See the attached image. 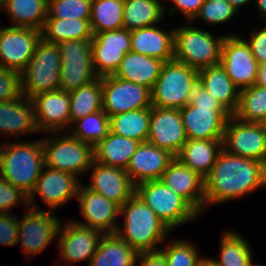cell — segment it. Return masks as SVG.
<instances>
[{
	"label": "cell",
	"mask_w": 266,
	"mask_h": 266,
	"mask_svg": "<svg viewBox=\"0 0 266 266\" xmlns=\"http://www.w3.org/2000/svg\"><path fill=\"white\" fill-rule=\"evenodd\" d=\"M266 186V165L260 161L220 152L204 178V209L225 203Z\"/></svg>",
	"instance_id": "6da1fadb"
},
{
	"label": "cell",
	"mask_w": 266,
	"mask_h": 266,
	"mask_svg": "<svg viewBox=\"0 0 266 266\" xmlns=\"http://www.w3.org/2000/svg\"><path fill=\"white\" fill-rule=\"evenodd\" d=\"M45 165L43 139L0 144V178L28 196Z\"/></svg>",
	"instance_id": "7a4b0ae2"
},
{
	"label": "cell",
	"mask_w": 266,
	"mask_h": 266,
	"mask_svg": "<svg viewBox=\"0 0 266 266\" xmlns=\"http://www.w3.org/2000/svg\"><path fill=\"white\" fill-rule=\"evenodd\" d=\"M119 215H124L125 221L116 234L138 253L157 251L159 242L170 234L171 230L136 194L120 207Z\"/></svg>",
	"instance_id": "3957f363"
},
{
	"label": "cell",
	"mask_w": 266,
	"mask_h": 266,
	"mask_svg": "<svg viewBox=\"0 0 266 266\" xmlns=\"http://www.w3.org/2000/svg\"><path fill=\"white\" fill-rule=\"evenodd\" d=\"M226 35L214 37L209 31L191 26L174 28V60L200 71L220 64Z\"/></svg>",
	"instance_id": "277c9868"
},
{
	"label": "cell",
	"mask_w": 266,
	"mask_h": 266,
	"mask_svg": "<svg viewBox=\"0 0 266 266\" xmlns=\"http://www.w3.org/2000/svg\"><path fill=\"white\" fill-rule=\"evenodd\" d=\"M61 55L58 44L41 39L21 74L22 95L27 98L59 89Z\"/></svg>",
	"instance_id": "5b68a950"
},
{
	"label": "cell",
	"mask_w": 266,
	"mask_h": 266,
	"mask_svg": "<svg viewBox=\"0 0 266 266\" xmlns=\"http://www.w3.org/2000/svg\"><path fill=\"white\" fill-rule=\"evenodd\" d=\"M135 194L170 230L191 222L200 215L184 198L160 180L136 185Z\"/></svg>",
	"instance_id": "8992f818"
},
{
	"label": "cell",
	"mask_w": 266,
	"mask_h": 266,
	"mask_svg": "<svg viewBox=\"0 0 266 266\" xmlns=\"http://www.w3.org/2000/svg\"><path fill=\"white\" fill-rule=\"evenodd\" d=\"M67 133L43 138L45 165L75 176L86 173L94 161V147Z\"/></svg>",
	"instance_id": "52a82bcc"
},
{
	"label": "cell",
	"mask_w": 266,
	"mask_h": 266,
	"mask_svg": "<svg viewBox=\"0 0 266 266\" xmlns=\"http://www.w3.org/2000/svg\"><path fill=\"white\" fill-rule=\"evenodd\" d=\"M198 79V71L176 60L165 62L151 90L154 107L181 109L188 104L189 90Z\"/></svg>",
	"instance_id": "ba28073f"
},
{
	"label": "cell",
	"mask_w": 266,
	"mask_h": 266,
	"mask_svg": "<svg viewBox=\"0 0 266 266\" xmlns=\"http://www.w3.org/2000/svg\"><path fill=\"white\" fill-rule=\"evenodd\" d=\"M61 55L59 89L71 92L95 81L92 39L66 40L58 43Z\"/></svg>",
	"instance_id": "9c48e42d"
},
{
	"label": "cell",
	"mask_w": 266,
	"mask_h": 266,
	"mask_svg": "<svg viewBox=\"0 0 266 266\" xmlns=\"http://www.w3.org/2000/svg\"><path fill=\"white\" fill-rule=\"evenodd\" d=\"M23 219L18 218V240L26 256L37 255L58 236L61 219L52 211L25 207ZM30 254V256H29Z\"/></svg>",
	"instance_id": "30bf717a"
},
{
	"label": "cell",
	"mask_w": 266,
	"mask_h": 266,
	"mask_svg": "<svg viewBox=\"0 0 266 266\" xmlns=\"http://www.w3.org/2000/svg\"><path fill=\"white\" fill-rule=\"evenodd\" d=\"M229 154L260 161L266 165V131L261 122H245L231 116L223 136Z\"/></svg>",
	"instance_id": "8fae6325"
},
{
	"label": "cell",
	"mask_w": 266,
	"mask_h": 266,
	"mask_svg": "<svg viewBox=\"0 0 266 266\" xmlns=\"http://www.w3.org/2000/svg\"><path fill=\"white\" fill-rule=\"evenodd\" d=\"M220 64L240 91L255 85L259 64L244 38L235 34L225 36Z\"/></svg>",
	"instance_id": "7c38bea8"
},
{
	"label": "cell",
	"mask_w": 266,
	"mask_h": 266,
	"mask_svg": "<svg viewBox=\"0 0 266 266\" xmlns=\"http://www.w3.org/2000/svg\"><path fill=\"white\" fill-rule=\"evenodd\" d=\"M102 89L103 111L108 117L152 107L151 90L137 83L109 75L102 77Z\"/></svg>",
	"instance_id": "4fadbf2b"
},
{
	"label": "cell",
	"mask_w": 266,
	"mask_h": 266,
	"mask_svg": "<svg viewBox=\"0 0 266 266\" xmlns=\"http://www.w3.org/2000/svg\"><path fill=\"white\" fill-rule=\"evenodd\" d=\"M45 168V169H43ZM42 168L34 190L28 196V207L40 210L34 202L35 194H39L49 210L65 205L71 198L78 195L81 180L78 176L68 172L59 171L46 165Z\"/></svg>",
	"instance_id": "5bb4252c"
},
{
	"label": "cell",
	"mask_w": 266,
	"mask_h": 266,
	"mask_svg": "<svg viewBox=\"0 0 266 266\" xmlns=\"http://www.w3.org/2000/svg\"><path fill=\"white\" fill-rule=\"evenodd\" d=\"M41 39V30L34 28H0V66L21 73Z\"/></svg>",
	"instance_id": "9a60e30c"
},
{
	"label": "cell",
	"mask_w": 266,
	"mask_h": 266,
	"mask_svg": "<svg viewBox=\"0 0 266 266\" xmlns=\"http://www.w3.org/2000/svg\"><path fill=\"white\" fill-rule=\"evenodd\" d=\"M131 52L130 31L96 33L92 39V62L98 78L114 75L126 53Z\"/></svg>",
	"instance_id": "2e32d148"
},
{
	"label": "cell",
	"mask_w": 266,
	"mask_h": 266,
	"mask_svg": "<svg viewBox=\"0 0 266 266\" xmlns=\"http://www.w3.org/2000/svg\"><path fill=\"white\" fill-rule=\"evenodd\" d=\"M34 104L38 132L64 133L71 126L70 95L64 90L37 94L31 98Z\"/></svg>",
	"instance_id": "e0dca14e"
},
{
	"label": "cell",
	"mask_w": 266,
	"mask_h": 266,
	"mask_svg": "<svg viewBox=\"0 0 266 266\" xmlns=\"http://www.w3.org/2000/svg\"><path fill=\"white\" fill-rule=\"evenodd\" d=\"M103 235L101 231L82 226L73 219L66 222L64 226L61 222L57 236L60 260L63 259L67 264L88 260L89 265Z\"/></svg>",
	"instance_id": "ac0fdd59"
},
{
	"label": "cell",
	"mask_w": 266,
	"mask_h": 266,
	"mask_svg": "<svg viewBox=\"0 0 266 266\" xmlns=\"http://www.w3.org/2000/svg\"><path fill=\"white\" fill-rule=\"evenodd\" d=\"M148 142L178 156L187 142L179 109L151 107Z\"/></svg>",
	"instance_id": "d6986e66"
},
{
	"label": "cell",
	"mask_w": 266,
	"mask_h": 266,
	"mask_svg": "<svg viewBox=\"0 0 266 266\" xmlns=\"http://www.w3.org/2000/svg\"><path fill=\"white\" fill-rule=\"evenodd\" d=\"M187 139H223L231 115L223 107L187 104L180 109Z\"/></svg>",
	"instance_id": "ffe728a7"
},
{
	"label": "cell",
	"mask_w": 266,
	"mask_h": 266,
	"mask_svg": "<svg viewBox=\"0 0 266 266\" xmlns=\"http://www.w3.org/2000/svg\"><path fill=\"white\" fill-rule=\"evenodd\" d=\"M77 199L80 204V212L85 218V223H76L101 231L103 234L116 233V218L120 215V206L108 200L101 194L93 192L81 183ZM116 222V223H115Z\"/></svg>",
	"instance_id": "44dd1931"
},
{
	"label": "cell",
	"mask_w": 266,
	"mask_h": 266,
	"mask_svg": "<svg viewBox=\"0 0 266 266\" xmlns=\"http://www.w3.org/2000/svg\"><path fill=\"white\" fill-rule=\"evenodd\" d=\"M88 189L103 195L120 207L135 194V185L123 168L93 161Z\"/></svg>",
	"instance_id": "7402d4cb"
},
{
	"label": "cell",
	"mask_w": 266,
	"mask_h": 266,
	"mask_svg": "<svg viewBox=\"0 0 266 266\" xmlns=\"http://www.w3.org/2000/svg\"><path fill=\"white\" fill-rule=\"evenodd\" d=\"M184 198L199 214L204 211V178L184 165L176 157L159 179Z\"/></svg>",
	"instance_id": "603a6c76"
},
{
	"label": "cell",
	"mask_w": 266,
	"mask_h": 266,
	"mask_svg": "<svg viewBox=\"0 0 266 266\" xmlns=\"http://www.w3.org/2000/svg\"><path fill=\"white\" fill-rule=\"evenodd\" d=\"M175 157L153 144L141 142L130 158L126 172L134 185L159 180Z\"/></svg>",
	"instance_id": "cb8c5ba5"
},
{
	"label": "cell",
	"mask_w": 266,
	"mask_h": 266,
	"mask_svg": "<svg viewBox=\"0 0 266 266\" xmlns=\"http://www.w3.org/2000/svg\"><path fill=\"white\" fill-rule=\"evenodd\" d=\"M36 133L34 104L30 98L21 96L11 101L0 102V134L17 136Z\"/></svg>",
	"instance_id": "d4e9b609"
},
{
	"label": "cell",
	"mask_w": 266,
	"mask_h": 266,
	"mask_svg": "<svg viewBox=\"0 0 266 266\" xmlns=\"http://www.w3.org/2000/svg\"><path fill=\"white\" fill-rule=\"evenodd\" d=\"M131 51L168 62L174 60V29L165 32L157 26L130 31Z\"/></svg>",
	"instance_id": "484cf974"
},
{
	"label": "cell",
	"mask_w": 266,
	"mask_h": 266,
	"mask_svg": "<svg viewBox=\"0 0 266 266\" xmlns=\"http://www.w3.org/2000/svg\"><path fill=\"white\" fill-rule=\"evenodd\" d=\"M164 63L157 58L131 51L123 56L114 76L152 90Z\"/></svg>",
	"instance_id": "4316f807"
},
{
	"label": "cell",
	"mask_w": 266,
	"mask_h": 266,
	"mask_svg": "<svg viewBox=\"0 0 266 266\" xmlns=\"http://www.w3.org/2000/svg\"><path fill=\"white\" fill-rule=\"evenodd\" d=\"M198 79L220 105L232 116L239 105L240 90L232 82L221 64L198 71Z\"/></svg>",
	"instance_id": "83f0119b"
},
{
	"label": "cell",
	"mask_w": 266,
	"mask_h": 266,
	"mask_svg": "<svg viewBox=\"0 0 266 266\" xmlns=\"http://www.w3.org/2000/svg\"><path fill=\"white\" fill-rule=\"evenodd\" d=\"M222 150V139H187L176 158L205 178Z\"/></svg>",
	"instance_id": "f1b7e54d"
},
{
	"label": "cell",
	"mask_w": 266,
	"mask_h": 266,
	"mask_svg": "<svg viewBox=\"0 0 266 266\" xmlns=\"http://www.w3.org/2000/svg\"><path fill=\"white\" fill-rule=\"evenodd\" d=\"M48 0H1L3 10L11 19L12 27L42 30L47 18Z\"/></svg>",
	"instance_id": "f546056e"
},
{
	"label": "cell",
	"mask_w": 266,
	"mask_h": 266,
	"mask_svg": "<svg viewBox=\"0 0 266 266\" xmlns=\"http://www.w3.org/2000/svg\"><path fill=\"white\" fill-rule=\"evenodd\" d=\"M138 252L116 233L104 234L88 266H136Z\"/></svg>",
	"instance_id": "4dcf8cb0"
},
{
	"label": "cell",
	"mask_w": 266,
	"mask_h": 266,
	"mask_svg": "<svg viewBox=\"0 0 266 266\" xmlns=\"http://www.w3.org/2000/svg\"><path fill=\"white\" fill-rule=\"evenodd\" d=\"M139 144V141L109 132L94 146V161L126 169Z\"/></svg>",
	"instance_id": "1f68e13d"
},
{
	"label": "cell",
	"mask_w": 266,
	"mask_h": 266,
	"mask_svg": "<svg viewBox=\"0 0 266 266\" xmlns=\"http://www.w3.org/2000/svg\"><path fill=\"white\" fill-rule=\"evenodd\" d=\"M166 11L160 0H124L123 28L131 31L156 25Z\"/></svg>",
	"instance_id": "d6a6232c"
},
{
	"label": "cell",
	"mask_w": 266,
	"mask_h": 266,
	"mask_svg": "<svg viewBox=\"0 0 266 266\" xmlns=\"http://www.w3.org/2000/svg\"><path fill=\"white\" fill-rule=\"evenodd\" d=\"M90 20L46 18L41 37L45 42L58 44L66 40L93 39Z\"/></svg>",
	"instance_id": "836d02e7"
},
{
	"label": "cell",
	"mask_w": 266,
	"mask_h": 266,
	"mask_svg": "<svg viewBox=\"0 0 266 266\" xmlns=\"http://www.w3.org/2000/svg\"><path fill=\"white\" fill-rule=\"evenodd\" d=\"M151 107L127 111L109 117L110 132L146 142L150 132Z\"/></svg>",
	"instance_id": "e575fe53"
},
{
	"label": "cell",
	"mask_w": 266,
	"mask_h": 266,
	"mask_svg": "<svg viewBox=\"0 0 266 266\" xmlns=\"http://www.w3.org/2000/svg\"><path fill=\"white\" fill-rule=\"evenodd\" d=\"M220 258H209L216 266H250L253 255L246 239L239 233L225 231L220 240Z\"/></svg>",
	"instance_id": "d590c367"
},
{
	"label": "cell",
	"mask_w": 266,
	"mask_h": 266,
	"mask_svg": "<svg viewBox=\"0 0 266 266\" xmlns=\"http://www.w3.org/2000/svg\"><path fill=\"white\" fill-rule=\"evenodd\" d=\"M69 95L71 124L86 115L103 110L102 77L69 92Z\"/></svg>",
	"instance_id": "8d00e7d4"
},
{
	"label": "cell",
	"mask_w": 266,
	"mask_h": 266,
	"mask_svg": "<svg viewBox=\"0 0 266 266\" xmlns=\"http://www.w3.org/2000/svg\"><path fill=\"white\" fill-rule=\"evenodd\" d=\"M124 0H92L90 24L93 35L123 28Z\"/></svg>",
	"instance_id": "74e56055"
},
{
	"label": "cell",
	"mask_w": 266,
	"mask_h": 266,
	"mask_svg": "<svg viewBox=\"0 0 266 266\" xmlns=\"http://www.w3.org/2000/svg\"><path fill=\"white\" fill-rule=\"evenodd\" d=\"M68 132L71 136L88 142L94 147L108 136L110 120L108 115L101 110L74 121Z\"/></svg>",
	"instance_id": "f35d334b"
},
{
	"label": "cell",
	"mask_w": 266,
	"mask_h": 266,
	"mask_svg": "<svg viewBox=\"0 0 266 266\" xmlns=\"http://www.w3.org/2000/svg\"><path fill=\"white\" fill-rule=\"evenodd\" d=\"M233 116L240 121L261 122L266 117V87L255 84L241 90L239 105Z\"/></svg>",
	"instance_id": "ab89813d"
},
{
	"label": "cell",
	"mask_w": 266,
	"mask_h": 266,
	"mask_svg": "<svg viewBox=\"0 0 266 266\" xmlns=\"http://www.w3.org/2000/svg\"><path fill=\"white\" fill-rule=\"evenodd\" d=\"M158 250L164 255L168 266H201L207 258L198 255L196 246L184 239H175L165 249Z\"/></svg>",
	"instance_id": "60d3db41"
},
{
	"label": "cell",
	"mask_w": 266,
	"mask_h": 266,
	"mask_svg": "<svg viewBox=\"0 0 266 266\" xmlns=\"http://www.w3.org/2000/svg\"><path fill=\"white\" fill-rule=\"evenodd\" d=\"M92 0H48L47 18L90 20Z\"/></svg>",
	"instance_id": "b9f144b4"
},
{
	"label": "cell",
	"mask_w": 266,
	"mask_h": 266,
	"mask_svg": "<svg viewBox=\"0 0 266 266\" xmlns=\"http://www.w3.org/2000/svg\"><path fill=\"white\" fill-rule=\"evenodd\" d=\"M236 13L237 10L228 1L206 0L191 23L198 18L212 25L226 23L234 18Z\"/></svg>",
	"instance_id": "7bdbcfd3"
},
{
	"label": "cell",
	"mask_w": 266,
	"mask_h": 266,
	"mask_svg": "<svg viewBox=\"0 0 266 266\" xmlns=\"http://www.w3.org/2000/svg\"><path fill=\"white\" fill-rule=\"evenodd\" d=\"M22 96L21 74L0 66V102Z\"/></svg>",
	"instance_id": "ee69618b"
},
{
	"label": "cell",
	"mask_w": 266,
	"mask_h": 266,
	"mask_svg": "<svg viewBox=\"0 0 266 266\" xmlns=\"http://www.w3.org/2000/svg\"><path fill=\"white\" fill-rule=\"evenodd\" d=\"M20 202L28 206V195L20 188L0 178V213H12L10 209L15 205H20Z\"/></svg>",
	"instance_id": "f6af8a7d"
},
{
	"label": "cell",
	"mask_w": 266,
	"mask_h": 266,
	"mask_svg": "<svg viewBox=\"0 0 266 266\" xmlns=\"http://www.w3.org/2000/svg\"><path fill=\"white\" fill-rule=\"evenodd\" d=\"M18 240V218L13 213H0V245L15 246Z\"/></svg>",
	"instance_id": "bcb514c9"
},
{
	"label": "cell",
	"mask_w": 266,
	"mask_h": 266,
	"mask_svg": "<svg viewBox=\"0 0 266 266\" xmlns=\"http://www.w3.org/2000/svg\"><path fill=\"white\" fill-rule=\"evenodd\" d=\"M188 104L198 107H222L220 103L203 88L199 79L193 83L189 90Z\"/></svg>",
	"instance_id": "7dc6e473"
},
{
	"label": "cell",
	"mask_w": 266,
	"mask_h": 266,
	"mask_svg": "<svg viewBox=\"0 0 266 266\" xmlns=\"http://www.w3.org/2000/svg\"><path fill=\"white\" fill-rule=\"evenodd\" d=\"M252 50V54L259 65L266 63V26L254 30L246 40Z\"/></svg>",
	"instance_id": "c3c4849f"
},
{
	"label": "cell",
	"mask_w": 266,
	"mask_h": 266,
	"mask_svg": "<svg viewBox=\"0 0 266 266\" xmlns=\"http://www.w3.org/2000/svg\"><path fill=\"white\" fill-rule=\"evenodd\" d=\"M174 3V6L168 9L167 12L169 16L175 15L176 11L180 12L186 17L187 21L190 23L194 17L198 14L201 6L206 0H168Z\"/></svg>",
	"instance_id": "681fc988"
},
{
	"label": "cell",
	"mask_w": 266,
	"mask_h": 266,
	"mask_svg": "<svg viewBox=\"0 0 266 266\" xmlns=\"http://www.w3.org/2000/svg\"><path fill=\"white\" fill-rule=\"evenodd\" d=\"M136 262L138 266H168L164 255L159 251H148L138 253Z\"/></svg>",
	"instance_id": "f907efd6"
},
{
	"label": "cell",
	"mask_w": 266,
	"mask_h": 266,
	"mask_svg": "<svg viewBox=\"0 0 266 266\" xmlns=\"http://www.w3.org/2000/svg\"><path fill=\"white\" fill-rule=\"evenodd\" d=\"M256 85L266 87V63L259 65Z\"/></svg>",
	"instance_id": "816d5d0a"
},
{
	"label": "cell",
	"mask_w": 266,
	"mask_h": 266,
	"mask_svg": "<svg viewBox=\"0 0 266 266\" xmlns=\"http://www.w3.org/2000/svg\"><path fill=\"white\" fill-rule=\"evenodd\" d=\"M257 10L259 11V17L266 19V0H256Z\"/></svg>",
	"instance_id": "f5cc1de1"
},
{
	"label": "cell",
	"mask_w": 266,
	"mask_h": 266,
	"mask_svg": "<svg viewBox=\"0 0 266 266\" xmlns=\"http://www.w3.org/2000/svg\"><path fill=\"white\" fill-rule=\"evenodd\" d=\"M237 11L243 5L245 6L251 0H227Z\"/></svg>",
	"instance_id": "db71d44e"
},
{
	"label": "cell",
	"mask_w": 266,
	"mask_h": 266,
	"mask_svg": "<svg viewBox=\"0 0 266 266\" xmlns=\"http://www.w3.org/2000/svg\"><path fill=\"white\" fill-rule=\"evenodd\" d=\"M201 266H216V265H215L214 263H212V262L210 261L209 258H206V259L202 262Z\"/></svg>",
	"instance_id": "11a10c76"
},
{
	"label": "cell",
	"mask_w": 266,
	"mask_h": 266,
	"mask_svg": "<svg viewBox=\"0 0 266 266\" xmlns=\"http://www.w3.org/2000/svg\"><path fill=\"white\" fill-rule=\"evenodd\" d=\"M263 129L266 131V117L261 121Z\"/></svg>",
	"instance_id": "9f6ffc18"
},
{
	"label": "cell",
	"mask_w": 266,
	"mask_h": 266,
	"mask_svg": "<svg viewBox=\"0 0 266 266\" xmlns=\"http://www.w3.org/2000/svg\"><path fill=\"white\" fill-rule=\"evenodd\" d=\"M250 266H262V264H253V262H252V264Z\"/></svg>",
	"instance_id": "6f0895ef"
},
{
	"label": "cell",
	"mask_w": 266,
	"mask_h": 266,
	"mask_svg": "<svg viewBox=\"0 0 266 266\" xmlns=\"http://www.w3.org/2000/svg\"><path fill=\"white\" fill-rule=\"evenodd\" d=\"M208 1H227V0H208Z\"/></svg>",
	"instance_id": "680465c9"
}]
</instances>
